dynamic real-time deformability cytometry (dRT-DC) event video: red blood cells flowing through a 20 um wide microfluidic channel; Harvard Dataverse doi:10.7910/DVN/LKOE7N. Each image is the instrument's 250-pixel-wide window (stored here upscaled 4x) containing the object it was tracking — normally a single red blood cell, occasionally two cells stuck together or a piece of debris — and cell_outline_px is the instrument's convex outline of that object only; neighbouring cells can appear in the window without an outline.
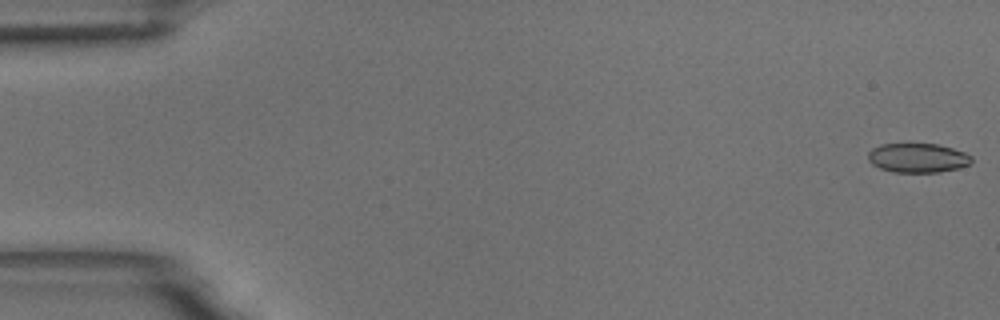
{"species": "common noctule bat (a hibernating species)", "species_latin": "Nyctalus noctula", "temperature_condition": "room temperature", "stored_images_in_passage": 56, "camera_frame_rate_fps": 3000, "um_per_image_px": 0.085, "animal": {"sex": "male", "body_mass_g": 18.8}, "frame": {"image": 1, "passage_image": 1, "time_ms": 0.0, "image_size_px": [1000, 320], "cell_outline_px": [[972, 160], [968, 164], [956, 168], [940, 172], [892, 172], [880, 168], [872, 164], [868, 160], [868, 152], [872, 148], [880, 144], [936, 144], [952, 148], [964, 152], [972, 156]], "centroid_in_image_um": [77.97, 13.42], "position_along_channel_um": 7.0, "area_um2": 17.57}}
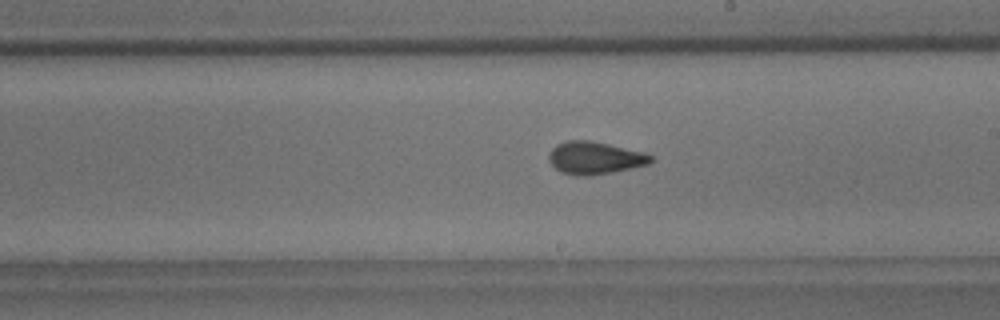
{"frame": {"image": 2, "passage_image": 32, "time_ms": 10.333, "image_size_px": [1000, 320], "cell_outline_px": [[652, 160], [648, 164], [632, 168], [612, 172], [588, 176], [576, 176], [560, 172], [548, 160], [548, 156], [552, 148], [556, 144], [568, 140], [592, 140], [644, 152], [652, 156]], "centroid_in_image_um": [50.53, 13.42], "position_along_channel_um": 238.5, "area_um2": 19.42}}
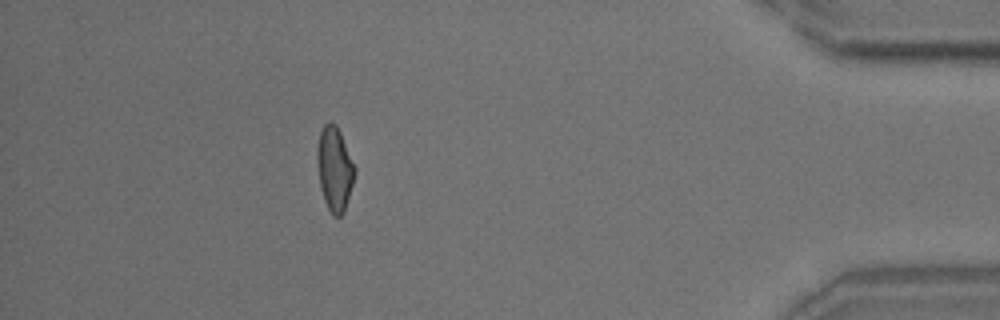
{"frame": {"image": 3, "passage_image": 50, "time_ms": 16.333, "image_size_px": [1000, 320], "cell_outline_px": [[356, 172], [344, 212], [340, 216], [332, 216], [324, 200], [320, 188], [316, 160], [316, 148], [320, 132], [324, 124], [328, 120], [332, 120], [336, 124], [340, 132], [356, 168]], "centroid_in_image_um": [28.42, 14.32], "position_along_channel_um": 406.8, "area_um2": 18.67}, "authors_computed_cell_mechanics": {"area_um2": 18.9006, "velocity_mm_per_s": 3.6374, "shape_relaxation_time_tau1_ms": null, "shape_relaxation_time_tau2_ms": 1.6907, "deformation_change_tau1": null, "deformation_change_tau2": 0.0728}}